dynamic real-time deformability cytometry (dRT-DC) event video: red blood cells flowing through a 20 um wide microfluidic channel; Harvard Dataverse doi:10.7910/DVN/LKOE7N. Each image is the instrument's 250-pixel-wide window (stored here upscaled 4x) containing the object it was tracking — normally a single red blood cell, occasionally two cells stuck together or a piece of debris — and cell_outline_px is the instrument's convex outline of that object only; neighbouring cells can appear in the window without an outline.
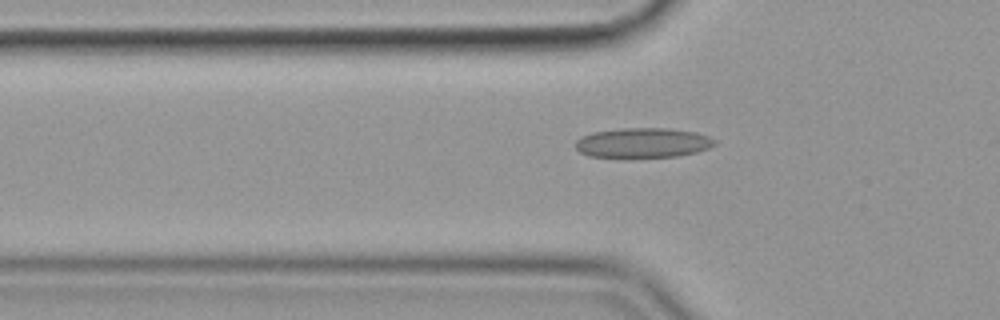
{"species": "common noctule bat (a hibernating species)", "species_latin": "Nyctalus noctula", "temperature_condition": "cold", "stored_images_in_passage": 40, "camera_frame_rate_fps": 3000, "um_per_image_px": 0.085, "animal": {"sex": "female", "body_mass_g": 19.9}, "frame": {"image": 1, "passage_image": 19, "time_ms": 6.0, "image_size_px": [1000, 320], "cell_outline_px": [[716, 144], [708, 148], [696, 152], [676, 156], [628, 160], [624, 160], [592, 156], [580, 152], [576, 148], [576, 140], [580, 136], [592, 132], [620, 128], [668, 128], [696, 132], [708, 136], [716, 140]], "centroid_in_image_um": [54.6, 12.17], "position_along_channel_um": 71.2, "area_um2": 25.14}}
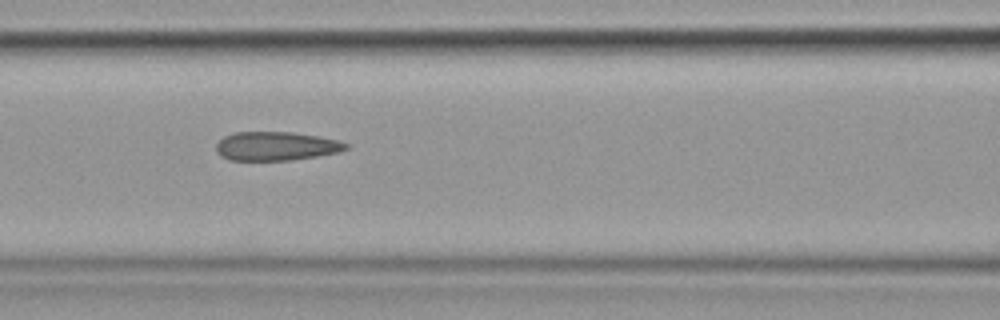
{"frame": {"image": 2, "passage_image": 25, "time_ms": 8.0, "image_size_px": [1000, 320], "cell_outline_px": [[348, 148], [336, 152], [316, 156], [288, 160], [228, 160], [220, 156], [216, 152], [216, 144], [224, 136], [236, 132], [292, 132], [320, 136], [340, 140], [348, 144]], "centroid_in_image_um": [23.44, 12.41], "position_along_channel_um": 143.2, "area_um2": 21.79}}
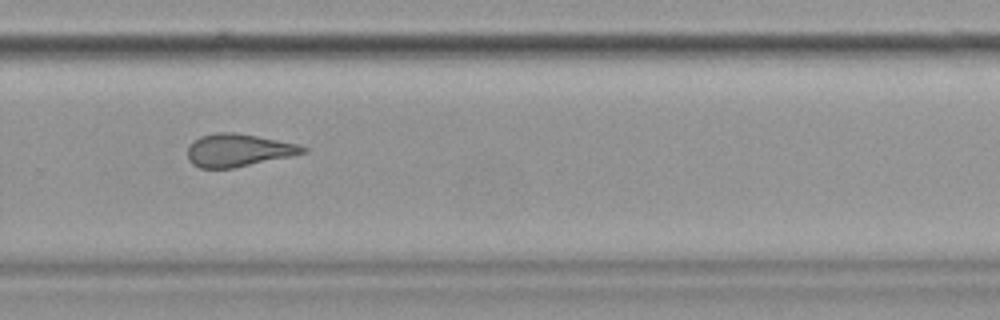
{"frame": {"image": 3, "passage_image": 39, "time_ms": 12.667, "image_size_px": [1000, 320], "cell_outline_px": [[308, 152], [292, 156], [232, 168], [200, 168], [192, 164], [188, 160], [188, 148], [200, 136], [216, 132], [236, 132], [300, 144], [308, 148]], "centroid_in_image_um": [20.29, 12.76], "position_along_channel_um": 309.5, "area_um2": 22.02}}